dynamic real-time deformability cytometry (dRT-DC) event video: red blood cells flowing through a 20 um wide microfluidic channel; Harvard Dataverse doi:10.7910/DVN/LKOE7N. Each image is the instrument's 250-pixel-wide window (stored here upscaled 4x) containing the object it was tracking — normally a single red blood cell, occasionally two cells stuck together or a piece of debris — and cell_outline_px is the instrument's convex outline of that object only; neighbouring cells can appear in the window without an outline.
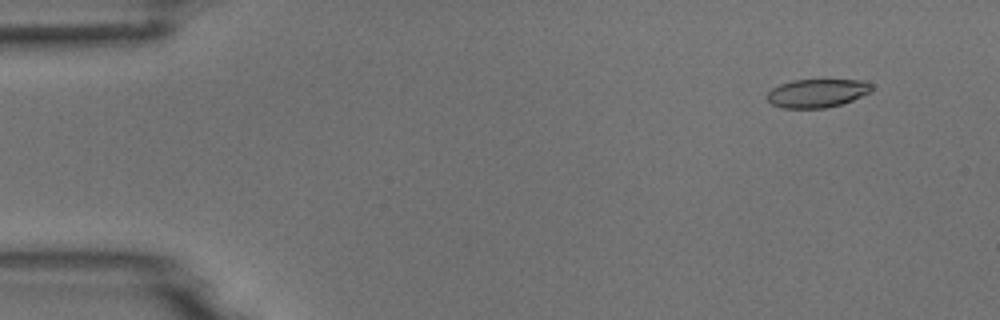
{"species": "common noctule bat (a hibernating species)", "species_latin": "Nyctalus noctula", "temperature_condition": "room temperature", "stored_images_in_passage": 5, "camera_frame_rate_fps": 3000, "um_per_image_px": 0.085, "animal": {"sex": "male", "body_mass_g": 18.8}, "frame": {"image": 1, "passage_image": 2, "time_ms": 1.0, "image_size_px": [1000, 320], "cell_outline_px": [[872, 92], [852, 100], [840, 104], [824, 108], [784, 108], [772, 104], [768, 100], [768, 92], [772, 88], [780, 84], [792, 80], [864, 80], [872, 84]], "centroid_in_image_um": [69.48, 7.91], "position_along_channel_um": 15.5, "area_um2": 17.28}}
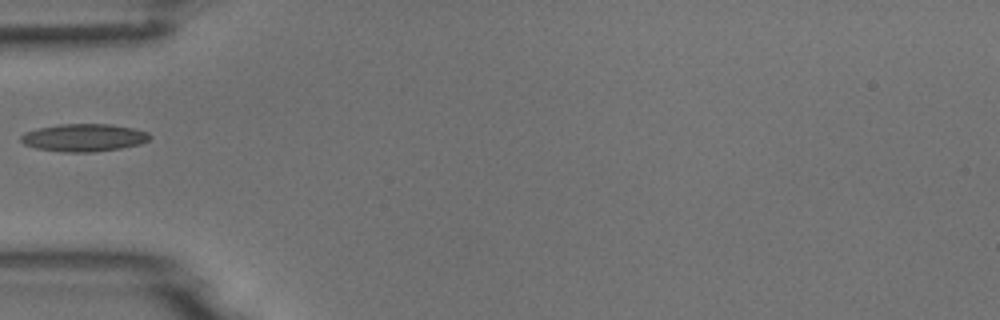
{"frame": {"image": 2, "passage_image": 5, "time_ms": 5.333, "image_size_px": [1000, 320], "cell_outline_px": [[152, 136], [148, 140], [140, 144], [120, 148], [92, 152], [64, 152], [36, 148], [24, 144], [20, 140], [20, 136], [24, 132], [40, 128], [60, 124], [108, 124], [132, 128], [148, 132]], "centroid_in_image_um": [7.12, 11.7], "position_along_channel_um": 77.9, "area_um2": 20.63}}